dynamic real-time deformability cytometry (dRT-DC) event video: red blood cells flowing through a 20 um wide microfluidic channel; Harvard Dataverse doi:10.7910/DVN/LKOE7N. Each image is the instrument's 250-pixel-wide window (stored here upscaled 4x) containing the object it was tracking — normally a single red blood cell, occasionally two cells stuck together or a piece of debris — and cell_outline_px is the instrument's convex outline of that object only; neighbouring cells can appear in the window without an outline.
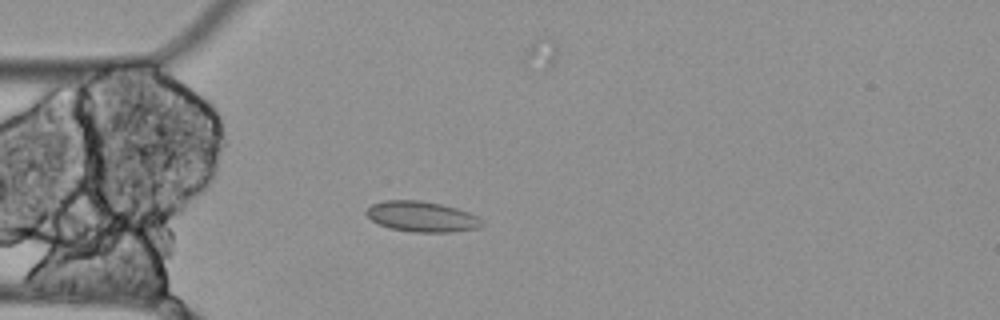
{"species": "Egyptian fruit bat (a non-hibernating species)", "species_latin": "Rousettus aegyptiacus", "temperature_condition": "cold", "stored_images_in_passage": 4, "camera_frame_rate_fps": 3000, "um_per_image_px": 0.085, "animal": {"sex": "female"}, "frame": {"image": 1, "passage_image": 3, "time_ms": 0.667, "image_size_px": [1000, 320], "cell_outline_px": [[484, 224], [480, 228], [452, 232], [412, 232], [392, 228], [380, 224], [372, 220], [364, 212], [372, 204], [384, 200], [420, 200], [440, 204], [456, 208], [468, 212], [484, 220]], "centroid_in_image_um": [35.88, 18.41], "position_along_channel_um": 49.1, "area_um2": 20.52}}